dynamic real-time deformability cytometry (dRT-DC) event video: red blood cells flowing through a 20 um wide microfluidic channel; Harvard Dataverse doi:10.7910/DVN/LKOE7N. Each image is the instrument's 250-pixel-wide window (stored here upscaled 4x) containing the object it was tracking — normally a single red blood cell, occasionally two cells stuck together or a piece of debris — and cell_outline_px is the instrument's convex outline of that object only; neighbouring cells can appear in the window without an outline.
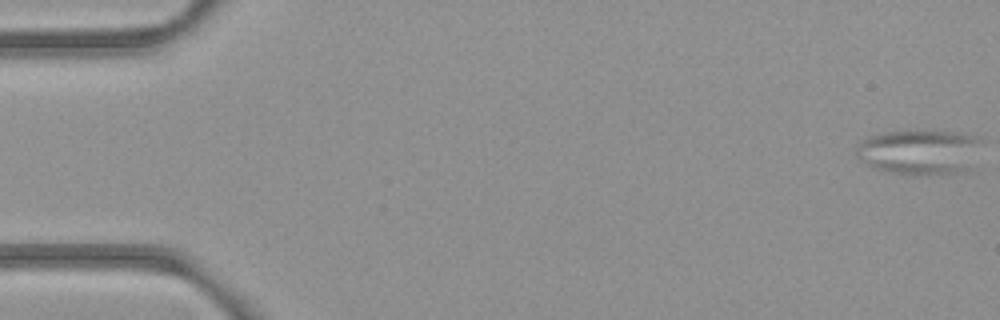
{"species": "common noctule bat (a hibernating species)", "species_latin": "Nyctalus noctula", "temperature_condition": "room temperature", "stored_images_in_passage": 4, "camera_frame_rate_fps": 3000, "um_per_image_px": 0.085, "animal": {"sex": "female", "body_mass_g": 21.9}, "frame": {"image": 1, "passage_image": 1, "time_ms": 0.0, "image_size_px": [1000, 320], "cell_outline_px": [[984, 140], [964, 168], [956, 172], [896, 172], [876, 168], [868, 164], [856, 156], [856, 148], [868, 136], [884, 132], [908, 128], [956, 132], [976, 136]], "centroid_in_image_um": [78.09, 12.8], "position_along_channel_um": 6.9, "area_um2": 31.91}}